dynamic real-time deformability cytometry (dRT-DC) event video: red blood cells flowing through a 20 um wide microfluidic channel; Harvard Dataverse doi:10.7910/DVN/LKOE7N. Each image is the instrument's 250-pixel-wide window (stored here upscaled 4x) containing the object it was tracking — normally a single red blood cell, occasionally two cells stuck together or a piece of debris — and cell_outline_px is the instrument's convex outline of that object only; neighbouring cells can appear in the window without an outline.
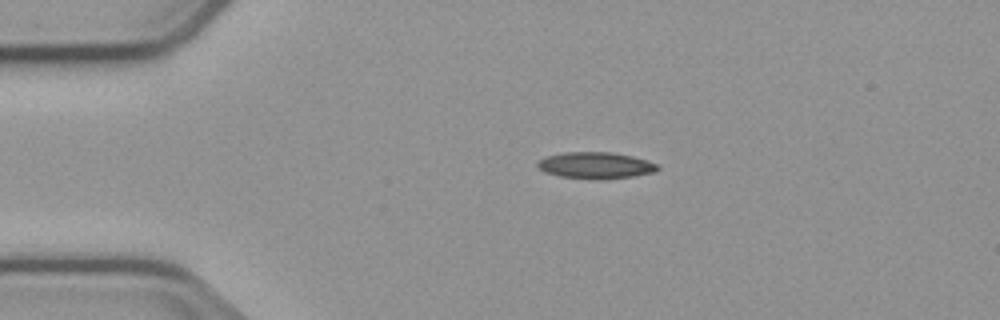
{"species": "common noctule bat (a hibernating species)", "species_latin": "Nyctalus noctula", "temperature_condition": "cold", "stored_images_in_passage": 3, "camera_frame_rate_fps": 3000, "um_per_image_px": 0.085, "animal": {"sex": "male", "body_mass_g": 23.1, "forearm_length_mm": 52.7}, "frame": {"image": 1, "passage_image": 2, "time_ms": 1.333, "image_size_px": [1000, 320], "cell_outline_px": [[660, 168], [656, 172], [632, 176], [596, 180], [560, 176], [544, 172], [536, 164], [536, 160], [548, 156], [564, 152], [612, 152], [632, 156], [648, 160], [660, 164]], "centroid_in_image_um": [50.66, 14.05], "position_along_channel_um": 34.3, "area_um2": 18.73}}